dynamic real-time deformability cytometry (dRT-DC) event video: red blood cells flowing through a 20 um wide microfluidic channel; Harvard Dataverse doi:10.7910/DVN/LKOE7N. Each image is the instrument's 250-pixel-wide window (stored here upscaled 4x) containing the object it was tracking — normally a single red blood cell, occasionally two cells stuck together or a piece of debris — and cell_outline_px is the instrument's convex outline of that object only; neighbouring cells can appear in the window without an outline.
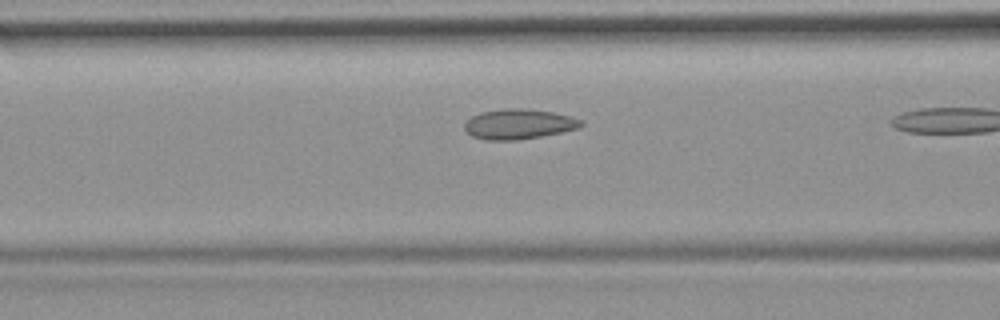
{"species": "common noctule bat (a hibernating species)", "species_latin": "Nyctalus noctula", "temperature_condition": "room temperature", "stored_images_in_passage": 10, "camera_frame_rate_fps": 3000, "um_per_image_px": 0.085, "animal": {"sex": "female", "body_mass_g": 19.9}, "frame": {"image": 1, "passage_image": 6, "time_ms": 1.667, "image_size_px": [1000, 320], "cell_outline_px": [[584, 124], [580, 128], [540, 136], [516, 140], [484, 140], [472, 136], [464, 128], [464, 124], [472, 116], [480, 112], [508, 108], [520, 108], [552, 112], [572, 116], [584, 120]], "centroid_in_image_um": [44.12, 10.54], "position_along_channel_um": 122.5, "area_um2": 20.4}}
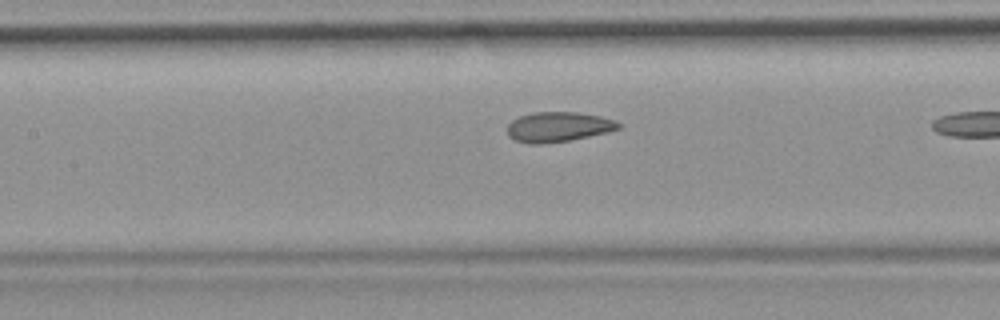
{"frame": {"image": 2, "passage_image": 9, "time_ms": 2.667, "image_size_px": [1000, 320], "cell_outline_px": [[624, 124], [620, 128], [608, 132], [568, 140], [540, 144], [528, 144], [516, 140], [508, 136], [508, 124], [512, 120], [520, 116], [532, 112], [576, 112], [600, 116], [616, 120]], "centroid_in_image_um": [47.47, 10.78], "position_along_channel_um": 159.9, "area_um2": 19.42}}